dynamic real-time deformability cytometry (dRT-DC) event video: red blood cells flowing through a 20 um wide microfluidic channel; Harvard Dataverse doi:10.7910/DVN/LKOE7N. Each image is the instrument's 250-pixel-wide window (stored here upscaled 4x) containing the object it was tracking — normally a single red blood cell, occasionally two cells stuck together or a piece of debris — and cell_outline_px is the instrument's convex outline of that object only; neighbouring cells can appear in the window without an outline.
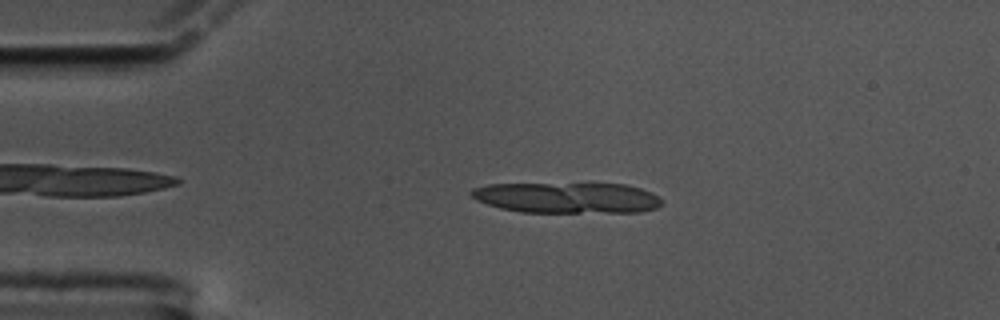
{"species": "common noctule bat (a hibernating species)", "species_latin": "Nyctalus noctula", "temperature_condition": "cold", "stored_images_in_passage": 14, "camera_frame_rate_fps": 3000, "um_per_image_px": 0.085, "animal": {"sex": "male", "body_mass_g": 17.5, "forearm_length_mm": 52.3}, "frame": {"image": 1, "passage_image": 10, "time_ms": 3.0, "image_size_px": [1000, 320], "cell_outline_px": [[664, 204], [656, 208], [640, 212], [520, 212], [500, 208], [476, 200], [468, 192], [472, 188], [488, 184], [624, 184], [640, 188], [652, 192]], "centroid_in_image_um": [48.18, 16.81], "position_along_channel_um": 36.8, "area_um2": 34.1}}